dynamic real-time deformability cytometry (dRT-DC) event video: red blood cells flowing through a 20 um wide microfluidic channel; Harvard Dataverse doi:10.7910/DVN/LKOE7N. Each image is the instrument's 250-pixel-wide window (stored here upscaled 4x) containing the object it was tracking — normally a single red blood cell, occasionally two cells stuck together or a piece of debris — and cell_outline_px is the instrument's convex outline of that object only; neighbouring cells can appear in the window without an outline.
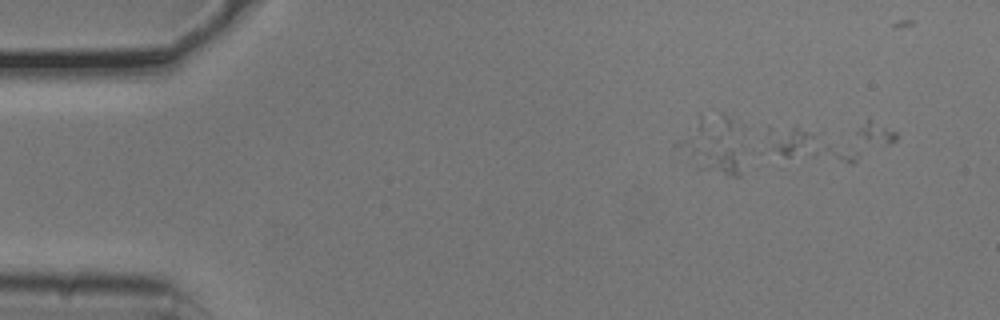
{"species": "common noctule bat (a hibernating species)", "species_latin": "Nyctalus noctula", "temperature_condition": "cold", "stored_images_in_passage": 6, "camera_frame_rate_fps": 3000, "um_per_image_px": 0.085, "animal": {"sex": "male", "body_mass_g": 20.5, "forearm_length_mm": 52.5}, "frame": {"image": 1, "passage_image": 1, "time_ms": 0.0, "image_size_px": [1000, 320], "cell_outline_px": [[860, 152], [856, 160], [852, 164], [848, 164], [784, 156], [772, 148], [772, 140], [796, 124], [824, 132]], "centroid_in_image_um": [69.15, 12.41], "position_along_channel_um": 15.9, "area_um2": 15.37}}